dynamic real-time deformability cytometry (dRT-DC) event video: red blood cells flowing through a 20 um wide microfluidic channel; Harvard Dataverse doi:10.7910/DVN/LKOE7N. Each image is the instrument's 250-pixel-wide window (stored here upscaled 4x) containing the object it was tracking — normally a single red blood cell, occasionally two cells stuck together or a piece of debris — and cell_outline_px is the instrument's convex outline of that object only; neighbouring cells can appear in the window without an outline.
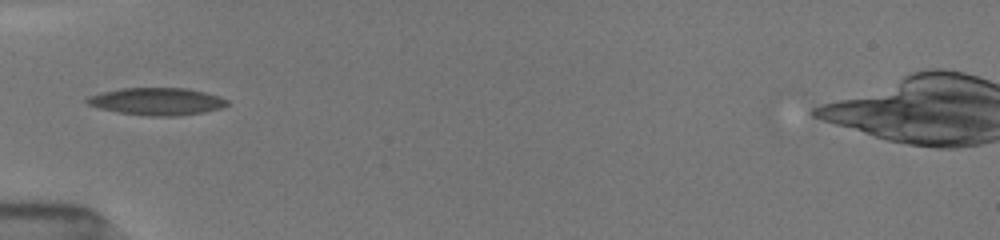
{"species": "common noctule bat (a hibernating species)", "species_latin": "Nyctalus noctula", "temperature_condition": "room temperature", "stored_images_in_passage": 33, "camera_frame_rate_fps": 3000, "um_per_image_px": 0.085, "animal": {"sex": "female", "body_mass_g": 19.5, "forearm_length_mm": 54.1}, "frame": {"image": 1, "passage_image": 3, "time_ms": 1.0, "image_size_px": [1000, 240], "cell_outline_px": [[228, 104], [220, 108], [204, 112], [176, 116], [148, 116], [120, 112], [100, 108], [88, 104], [84, 100], [88, 96], [100, 92], [120, 88], [188, 88], [220, 96], [228, 100]], "centroid_in_image_um": [13.33, 8.61], "position_along_channel_um": 71.7, "area_um2": 22.31}}
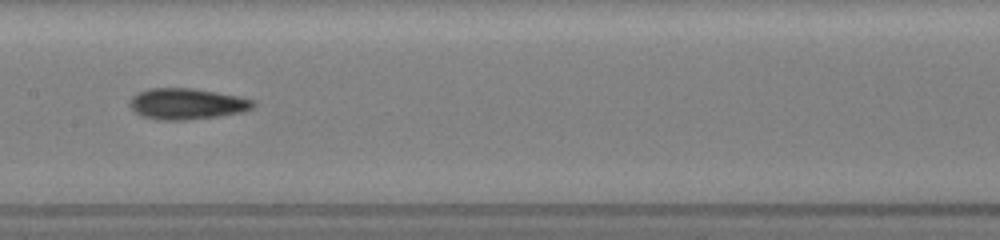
{"frame": {"image": 2, "passage_image": 12, "time_ms": 4.0, "image_size_px": [1000, 240], "cell_outline_px": [[256, 104], [252, 108], [240, 112], [220, 116], [184, 120], [156, 120], [140, 116], [128, 104], [132, 96], [136, 92], [152, 88], [192, 88], [216, 92], [256, 100]], "centroid_in_image_um": [15.85, 8.83], "position_along_channel_um": 191.5, "area_um2": 22.43}}
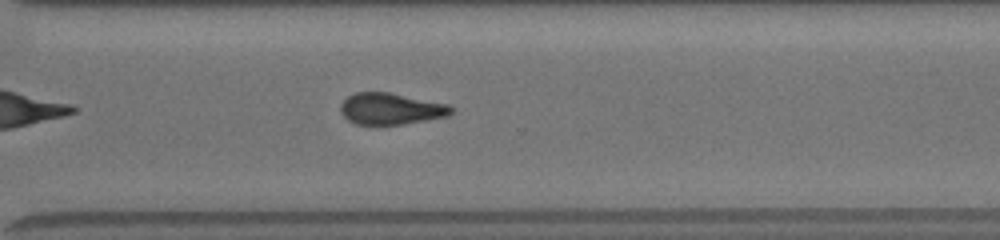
{"frame": {"image": 3, "passage_image": 23, "time_ms": 7.667, "image_size_px": [1000, 240], "cell_outline_px": [[452, 112], [444, 116], [380, 128], [356, 124], [348, 120], [340, 112], [340, 104], [348, 96], [356, 92], [388, 92], [448, 104], [452, 108]], "centroid_in_image_um": [33.13, 9.28], "position_along_channel_um": 337.5, "area_um2": 20.58}, "authors_computed_cell_mechanics": {"area_um2": 21.5594, "velocity_mm_per_s": 4.0018, "shape_relaxation_time_tau1_ms": 6.7455, "shape_relaxation_time_tau2_ms": 3.16, "deformation_change_tau1": 0.175, "deformation_change_tau2": 0.1189}}